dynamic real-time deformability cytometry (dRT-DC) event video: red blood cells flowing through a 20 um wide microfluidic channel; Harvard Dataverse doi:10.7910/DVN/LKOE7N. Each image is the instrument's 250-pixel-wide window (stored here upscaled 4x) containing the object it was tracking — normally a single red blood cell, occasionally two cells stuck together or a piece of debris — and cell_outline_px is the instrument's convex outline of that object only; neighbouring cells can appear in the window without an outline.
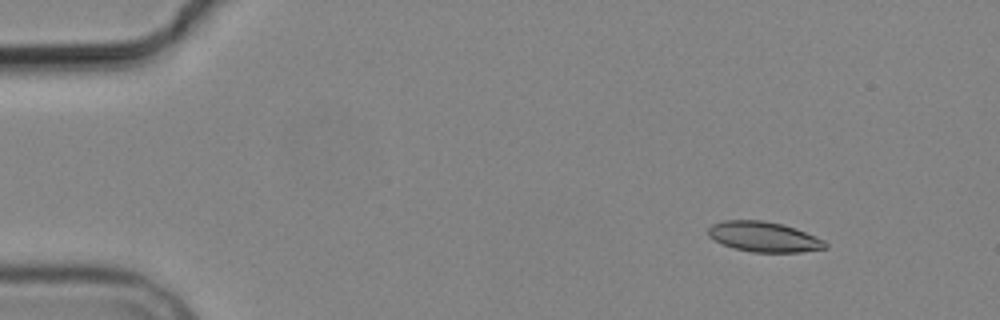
{"species": "common noctule bat (a hibernating species)", "species_latin": "Nyctalus noctula", "temperature_condition": "cold", "stored_images_in_passage": 6, "camera_frame_rate_fps": 3000, "um_per_image_px": 0.085, "animal": {"sex": "male", "body_mass_g": 19.2, "forearm_length_mm": 51.8}, "frame": {"image": 1, "passage_image": 2, "time_ms": 1.333, "image_size_px": [1000, 320], "cell_outline_px": [[828, 248], [800, 252], [752, 252], [732, 248], [708, 236], [708, 228], [712, 224], [724, 220], [764, 220], [796, 228], [816, 236], [824, 240], [828, 244]], "centroid_in_image_um": [64.95, 20.13], "position_along_channel_um": 20.1, "area_um2": 20.63}}
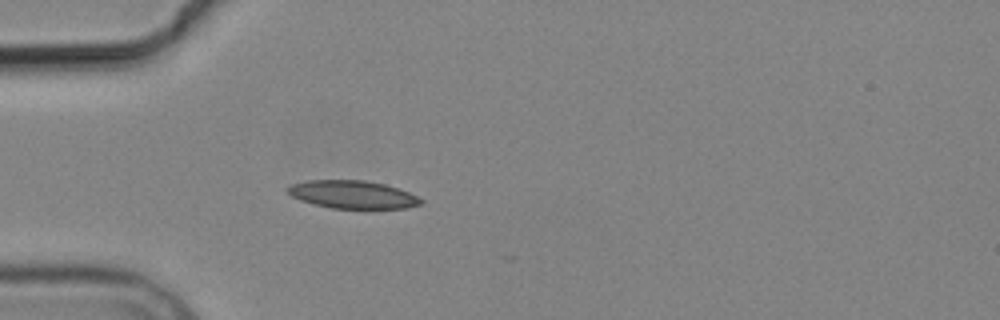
{"frame": {"image": 2, "passage_image": 5, "time_ms": 4.667, "image_size_px": [1000, 320], "cell_outline_px": [[424, 200], [420, 204], [404, 208], [332, 208], [300, 200], [292, 196], [284, 188], [292, 184], [308, 180], [364, 180], [384, 184], [408, 192]], "centroid_in_image_um": [29.94, 16.52], "position_along_channel_um": 55.1, "area_um2": 21.39}}